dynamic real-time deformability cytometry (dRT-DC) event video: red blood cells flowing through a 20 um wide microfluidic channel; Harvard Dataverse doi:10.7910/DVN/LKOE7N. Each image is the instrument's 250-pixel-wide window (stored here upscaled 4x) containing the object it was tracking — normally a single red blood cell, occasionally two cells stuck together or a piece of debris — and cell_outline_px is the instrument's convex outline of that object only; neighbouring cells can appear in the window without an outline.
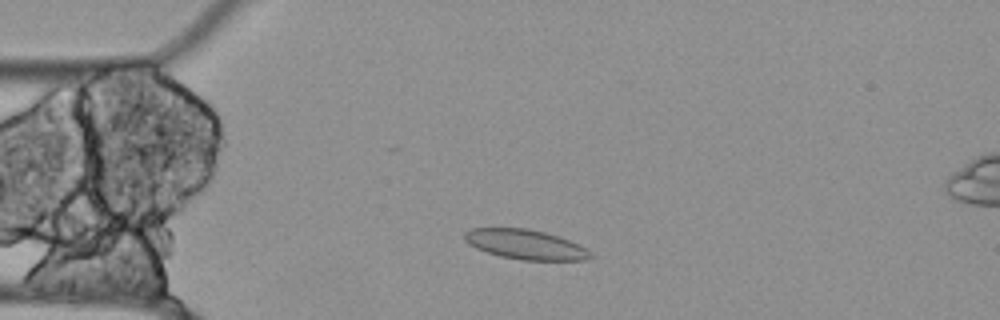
{"species": "Egyptian fruit bat (a non-hibernating species)", "species_latin": "Rousettus aegyptiacus", "temperature_condition": "cold", "stored_images_in_passage": 28, "camera_frame_rate_fps": 3000, "um_per_image_px": 0.085, "animal": {"sex": "female"}, "frame": {"image": 1, "passage_image": 8, "time_ms": 2.333, "image_size_px": [1000, 320], "cell_outline_px": [[592, 256], [584, 260], [520, 260], [500, 256], [476, 248], [468, 244], [464, 240], [464, 232], [472, 228], [528, 228], [544, 232], [568, 240], [584, 248]], "centroid_in_image_um": [44.58, 20.77], "position_along_channel_um": 40.4, "area_um2": 21.5}}
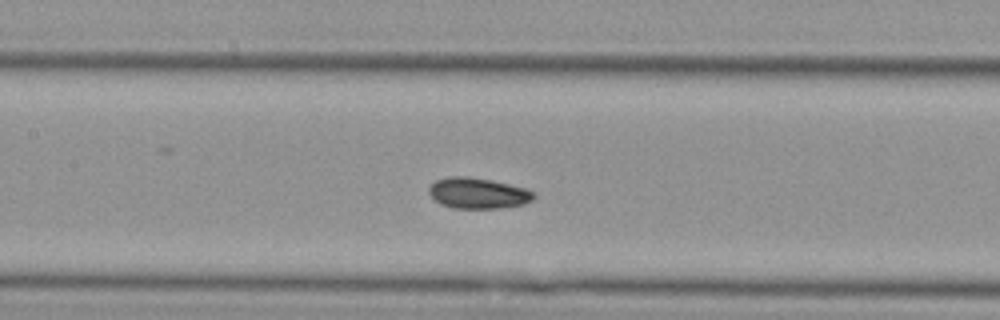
{"frame": {"image": 2, "passage_image": 20, "time_ms": 6.333, "image_size_px": [1000, 320], "cell_outline_px": [[536, 196], [532, 200], [524, 204], [500, 208], [452, 208], [440, 204], [428, 192], [428, 188], [436, 180], [448, 176], [468, 176], [492, 180], [524, 188], [536, 192]], "centroid_in_image_um": [40.63, 16.42], "position_along_channel_um": 166.8, "area_um2": 18.9}}
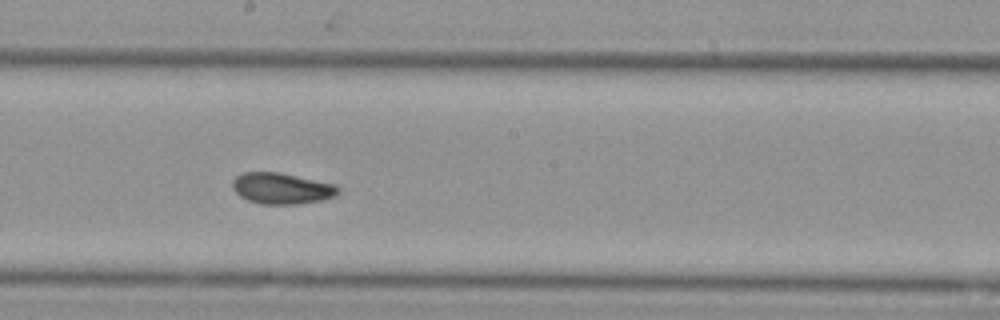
{"frame": {"image": 3, "passage_image": 25, "time_ms": 8.0, "image_size_px": [1000, 320], "cell_outline_px": [[340, 192], [336, 196], [320, 200], [296, 204], [260, 204], [248, 200], [240, 196], [232, 188], [232, 180], [236, 176], [244, 172], [280, 172], [336, 184], [340, 188]], "centroid_in_image_um": [23.95, 16.01], "position_along_channel_um": 224.2, "area_um2": 19.31}}